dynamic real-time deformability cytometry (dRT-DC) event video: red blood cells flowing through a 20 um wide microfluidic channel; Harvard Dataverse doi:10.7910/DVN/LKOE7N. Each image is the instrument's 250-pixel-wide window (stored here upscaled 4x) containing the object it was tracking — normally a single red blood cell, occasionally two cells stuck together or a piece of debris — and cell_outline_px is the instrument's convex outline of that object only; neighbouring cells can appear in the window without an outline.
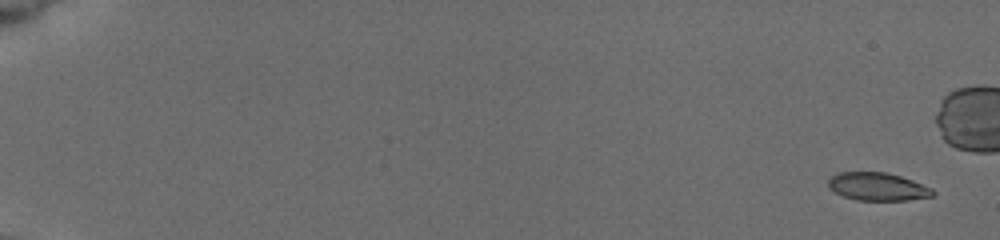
{"species": "common noctule bat (a hibernating species)", "species_latin": "Nyctalus noctula", "temperature_condition": "cold", "stored_images_in_passage": 39, "camera_frame_rate_fps": 3000, "um_per_image_px": 0.085, "animal": {"sex": "female", "body_mass_g": 19.5, "forearm_length_mm": 54.1}, "frame": {"image": 1, "passage_image": 1, "time_ms": 0.0, "image_size_px": [1000, 240], "cell_outline_px": [[936, 192], [932, 196], [908, 200], [856, 200], [844, 196], [828, 188], [828, 180], [832, 176], [840, 172], [884, 172], [900, 176], [912, 180], [932, 188]], "centroid_in_image_um": [74.6, 15.86], "position_along_channel_um": 10.4, "area_um2": 16.94}}
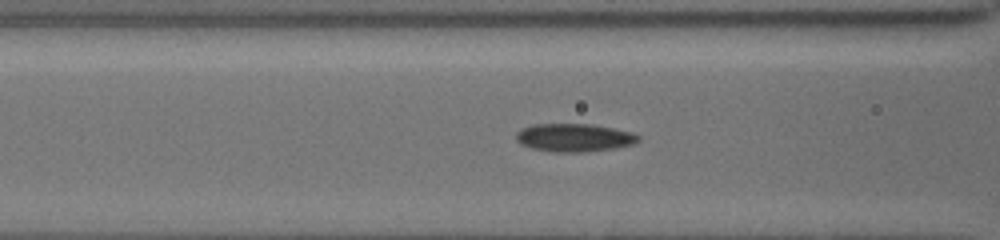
{"frame": {"image": 2, "passage_image": 31, "time_ms": 7.667, "image_size_px": [1000, 240], "cell_outline_px": [[640, 140], [636, 144], [616, 148], [584, 152], [552, 152], [532, 148], [520, 144], [516, 140], [516, 132], [520, 128], [532, 124], [592, 124], [632, 132], [640, 136]], "centroid_in_image_um": [48.81, 11.7], "position_along_channel_um": 117.8, "area_um2": 20.29}}
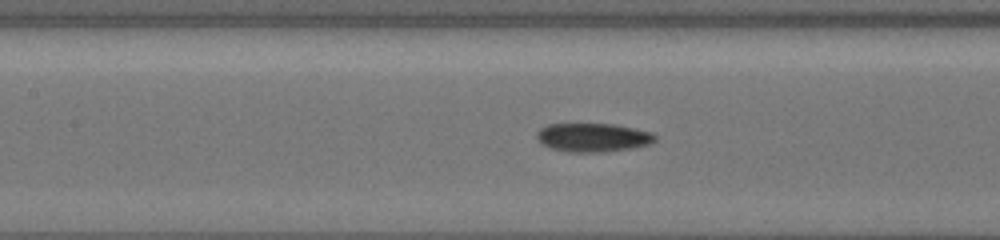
{"frame": {"image": 3, "passage_image": 35, "time_ms": 8.667, "image_size_px": [1000, 240], "cell_outline_px": [[656, 140], [652, 144], [632, 148], [604, 152], [568, 152], [552, 148], [540, 144], [536, 136], [536, 132], [540, 128], [548, 124], [612, 124], [652, 132], [656, 136]], "centroid_in_image_um": [50.39, 11.69], "position_along_channel_um": 157.0, "area_um2": 19.88}}